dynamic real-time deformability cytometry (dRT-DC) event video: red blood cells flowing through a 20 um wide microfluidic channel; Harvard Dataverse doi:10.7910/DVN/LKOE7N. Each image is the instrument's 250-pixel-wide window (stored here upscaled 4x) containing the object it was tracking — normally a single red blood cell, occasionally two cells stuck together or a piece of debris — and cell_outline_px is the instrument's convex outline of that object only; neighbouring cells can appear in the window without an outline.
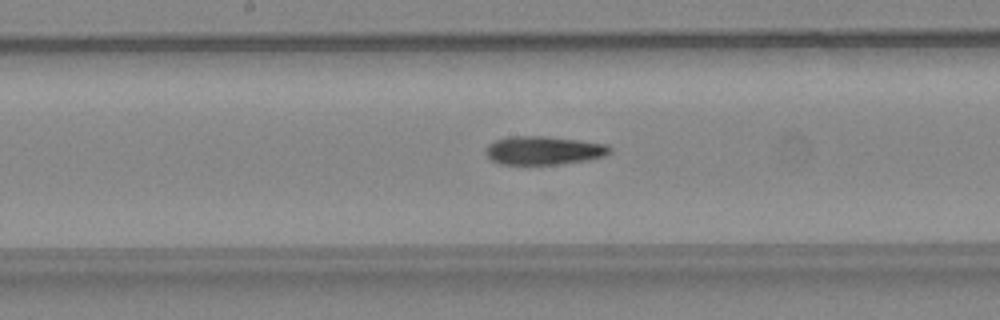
{"species": "common noctule bat (a hibernating species)", "species_latin": "Nyctalus noctula", "temperature_condition": "warm", "stored_images_in_passage": 31, "camera_frame_rate_fps": 3000, "um_per_image_px": 0.085, "animal": {"sex": "female", "body_mass_g": 24.6, "forearm_length_mm": 56.2}, "frame": {"image": 1, "passage_image": 16, "time_ms": 5.0, "image_size_px": [1000, 320], "cell_outline_px": [[612, 152], [604, 156], [588, 160], [560, 164], [500, 164], [492, 160], [484, 152], [488, 144], [496, 140], [508, 136], [544, 136], [608, 144], [612, 148]], "centroid_in_image_um": [46.22, 12.78], "position_along_channel_um": 202.0, "area_um2": 20.63}}
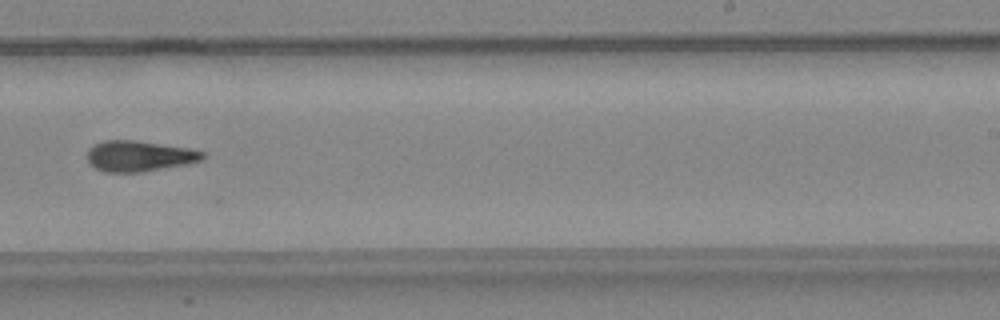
{"frame": {"image": 2, "passage_image": 21, "time_ms": 6.667, "image_size_px": [1000, 320], "cell_outline_px": [[204, 160], [188, 164], [144, 172], [104, 172], [88, 164], [88, 148], [104, 140], [136, 140], [188, 148], [204, 152]], "centroid_in_image_um": [11.84, 13.27], "position_along_channel_um": 277.2, "area_um2": 20.81}}
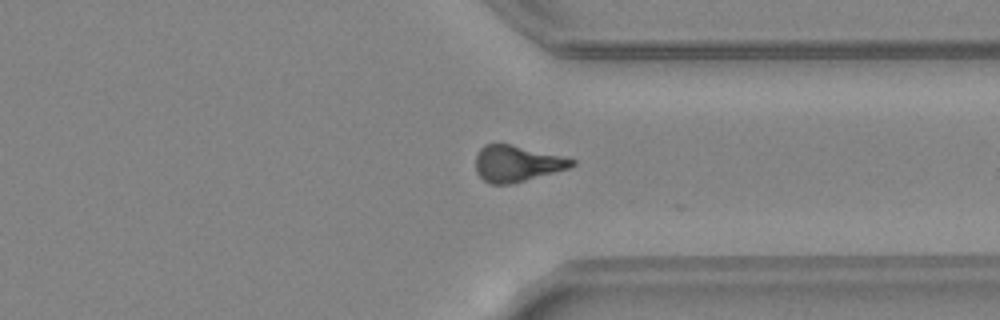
{"frame": {"image": 3, "passage_image": 27, "time_ms": 8.667, "image_size_px": [1000, 320], "cell_outline_px": [[576, 164], [568, 168], [512, 184], [488, 184], [476, 172], [476, 156], [480, 148], [484, 144], [500, 140], [576, 160]], "centroid_in_image_um": [43.88, 13.86], "position_along_channel_um": 367.5, "area_um2": 20.75}, "authors_computed_cell_mechanics": {"area_um2": 20.6346, "velocity_mm_per_s": 4.5341, "shape_relaxation_time_tau1_ms": 11.3713, "shape_relaxation_time_tau2_ms": 5.0861, "deformation_change_tau1": 0.3118, "deformation_change_tau2": 0.1649}}